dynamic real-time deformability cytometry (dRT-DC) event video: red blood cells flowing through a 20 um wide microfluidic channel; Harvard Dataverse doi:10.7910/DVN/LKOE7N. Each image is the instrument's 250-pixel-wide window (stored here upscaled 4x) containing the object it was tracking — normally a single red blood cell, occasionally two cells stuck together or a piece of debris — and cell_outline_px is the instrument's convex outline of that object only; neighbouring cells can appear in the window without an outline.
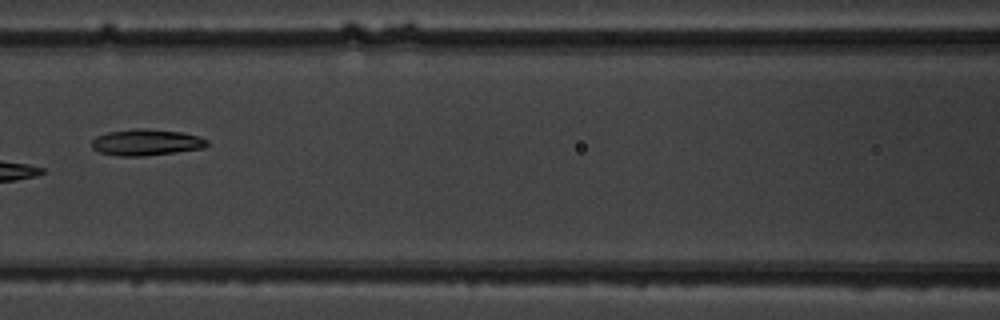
{"species": "common noctule bat (a hibernating species)", "species_latin": "Nyctalus noctula", "temperature_condition": "warm", "stored_images_in_passage": 7, "camera_frame_rate_fps": 3000, "um_per_image_px": 0.085, "animal": {"sex": "male", "body_mass_g": 19.5, "forearm_length_mm": 54.6}, "frame": {"image": 1, "passage_image": 7, "time_ms": 7.0, "image_size_px": [1000, 320], "cell_outline_px": [[208, 144], [204, 148], [176, 152], [144, 156], [120, 156], [100, 152], [92, 148], [92, 140], [96, 136], [108, 132], [136, 128], [140, 128], [184, 132], [208, 140]], "centroid_in_image_um": [12.43, 12.1], "position_along_channel_um": 154.2, "area_um2": 17.63}}